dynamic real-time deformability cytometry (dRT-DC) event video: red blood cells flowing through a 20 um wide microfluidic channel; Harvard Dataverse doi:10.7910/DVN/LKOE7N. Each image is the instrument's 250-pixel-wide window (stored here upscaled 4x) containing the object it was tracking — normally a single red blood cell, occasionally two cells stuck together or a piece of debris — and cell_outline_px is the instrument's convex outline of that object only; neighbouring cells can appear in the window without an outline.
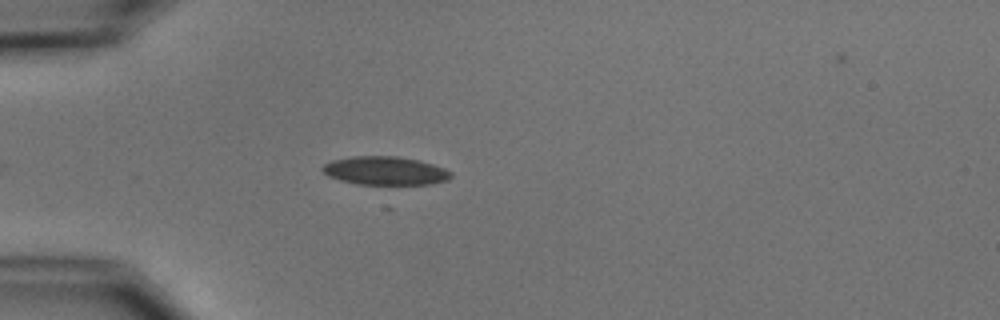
{"species": "common noctule bat (a hibernating species)", "species_latin": "Nyctalus noctula", "temperature_condition": "cold", "stored_images_in_passage": 6, "camera_frame_rate_fps": 3000, "um_per_image_px": 0.085, "animal": {"sex": "male", "body_mass_g": 15.6}, "frame": {"image": 1, "passage_image": 5, "time_ms": 4.667, "image_size_px": [1000, 320], "cell_outline_px": [[452, 176], [448, 180], [432, 184], [356, 184], [340, 180], [328, 176], [320, 168], [324, 164], [332, 160], [352, 156], [396, 156], [416, 160], [432, 164], [444, 168], [452, 172]], "centroid_in_image_um": [32.73, 14.51], "position_along_channel_um": 52.3, "area_um2": 21.27}}